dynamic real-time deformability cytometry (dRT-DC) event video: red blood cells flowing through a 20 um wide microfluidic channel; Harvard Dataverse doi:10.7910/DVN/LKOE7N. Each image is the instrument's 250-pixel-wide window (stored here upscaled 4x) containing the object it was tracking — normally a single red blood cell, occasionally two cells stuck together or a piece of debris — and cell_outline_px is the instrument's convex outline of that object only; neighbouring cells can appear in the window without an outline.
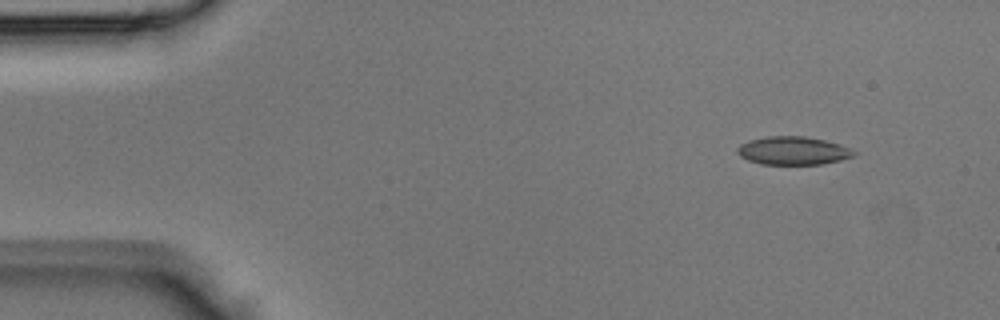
{"species": "Egyptian fruit bat (a non-hibernating species)", "species_latin": "Rousettus aegyptiacus", "temperature_condition": "room temperature", "stored_images_in_passage": 36, "camera_frame_rate_fps": 3000, "um_per_image_px": 0.085, "animal": {"sex": "male"}, "frame": {"image": 1, "passage_image": 1, "time_ms": 0.0, "image_size_px": [1000, 320], "cell_outline_px": [[856, 152], [852, 156], [840, 160], [820, 164], [760, 164], [748, 160], [740, 156], [736, 152], [736, 148], [740, 144], [748, 140], [768, 136], [804, 136], [824, 140], [840, 144]], "centroid_in_image_um": [67.35, 12.8], "position_along_channel_um": 17.6, "area_um2": 19.07}}
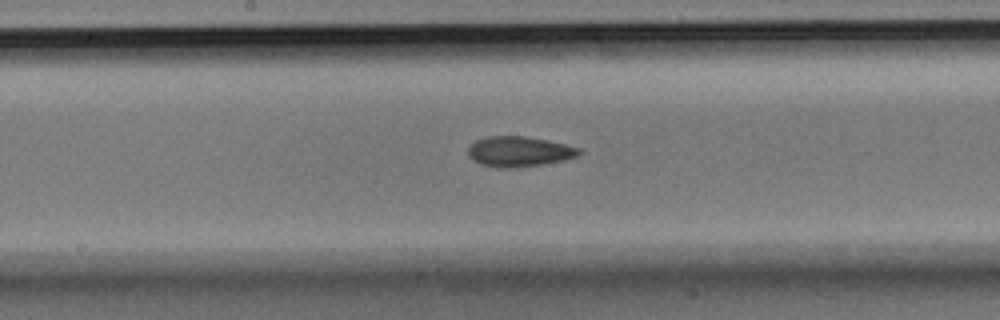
{"frame": {"image": 2, "passage_image": 19, "time_ms": 6.0, "image_size_px": [1000, 320], "cell_outline_px": [[584, 152], [576, 156], [564, 160], [540, 164], [512, 168], [504, 168], [480, 164], [472, 160], [468, 156], [468, 148], [476, 140], [484, 136], [524, 136], [564, 144], [580, 148]], "centroid_in_image_um": [44.1, 12.88], "position_along_channel_um": 204.1, "area_um2": 19.42}}
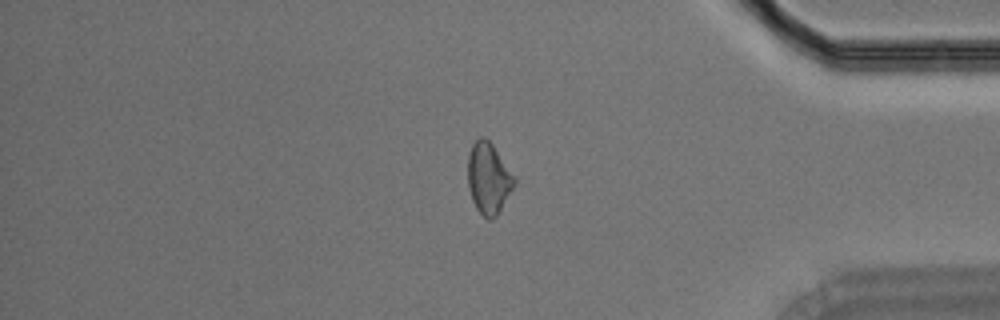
{"frame": {"image": 3, "passage_image": 33, "time_ms": 10.667, "image_size_px": [1000, 320], "cell_outline_px": [[516, 184], [496, 216], [492, 220], [488, 220], [476, 208], [472, 200], [468, 188], [468, 156], [472, 144], [480, 136], [484, 136], [492, 144], [516, 176]], "centroid_in_image_um": [41.54, 15.15], "position_along_channel_um": 393.7, "area_um2": 19.42}}